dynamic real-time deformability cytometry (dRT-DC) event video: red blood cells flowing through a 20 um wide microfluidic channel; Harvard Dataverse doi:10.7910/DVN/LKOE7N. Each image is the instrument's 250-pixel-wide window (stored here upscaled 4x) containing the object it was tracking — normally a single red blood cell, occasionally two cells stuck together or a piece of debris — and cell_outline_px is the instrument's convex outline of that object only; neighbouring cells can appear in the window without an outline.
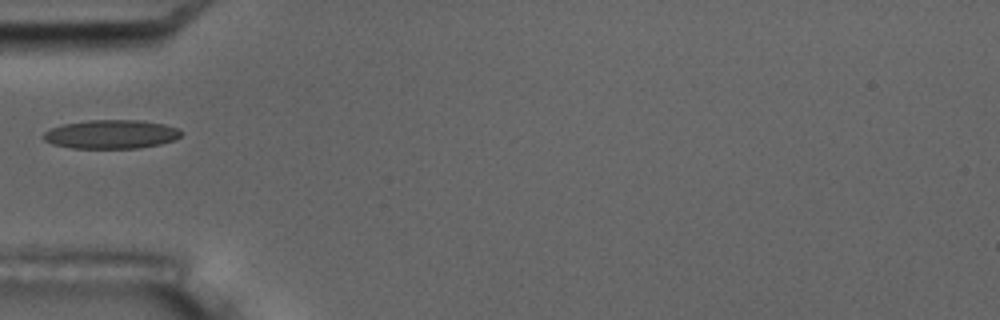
{"species": "common noctule bat (a hibernating species)", "species_latin": "Nyctalus noctula", "temperature_condition": "room temperature", "stored_images_in_passage": 2, "camera_frame_rate_fps": 3000, "um_per_image_px": 0.085, "animal": {"sex": "male", "body_mass_g": 17.5, "forearm_length_mm": 52.3}, "frame": {"image": 1, "passage_image": 2, "time_ms": 1.0, "image_size_px": [1000, 320], "cell_outline_px": [[184, 132], [180, 136], [172, 140], [160, 144], [140, 148], [72, 148], [52, 144], [44, 140], [40, 136], [48, 128], [64, 124], [88, 120], [140, 120], [164, 124], [180, 128]], "centroid_in_image_um": [9.43, 11.41], "position_along_channel_um": 75.6, "area_um2": 23.35}}